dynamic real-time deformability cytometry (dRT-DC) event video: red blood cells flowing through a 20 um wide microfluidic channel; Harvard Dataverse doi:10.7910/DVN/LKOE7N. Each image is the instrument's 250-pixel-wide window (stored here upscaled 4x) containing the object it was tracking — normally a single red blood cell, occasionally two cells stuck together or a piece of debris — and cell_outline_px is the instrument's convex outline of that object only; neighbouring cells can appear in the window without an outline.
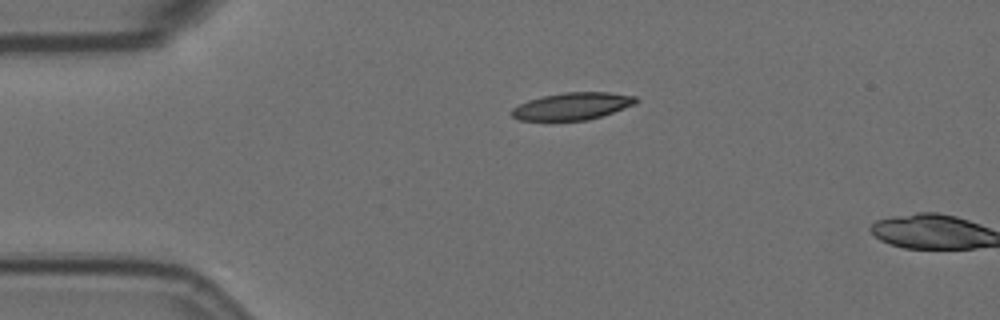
{"species": "Egyptian fruit bat (a non-hibernating species)", "species_latin": "Rousettus aegyptiacus", "temperature_condition": "room temperature", "stored_images_in_passage": 3, "camera_frame_rate_fps": 3000, "um_per_image_px": 0.085, "animal": {"sex": "female"}, "frame": {"image": 1, "passage_image": 1, "time_ms": 0.0, "image_size_px": [1000, 320], "cell_outline_px": [[636, 104], [588, 120], [520, 120], [512, 116], [512, 108], [528, 100], [544, 96], [564, 92], [608, 92], [636, 96]], "centroid_in_image_um": [48.65, 9.02], "position_along_channel_um": 36.4, "area_um2": 19.42}}